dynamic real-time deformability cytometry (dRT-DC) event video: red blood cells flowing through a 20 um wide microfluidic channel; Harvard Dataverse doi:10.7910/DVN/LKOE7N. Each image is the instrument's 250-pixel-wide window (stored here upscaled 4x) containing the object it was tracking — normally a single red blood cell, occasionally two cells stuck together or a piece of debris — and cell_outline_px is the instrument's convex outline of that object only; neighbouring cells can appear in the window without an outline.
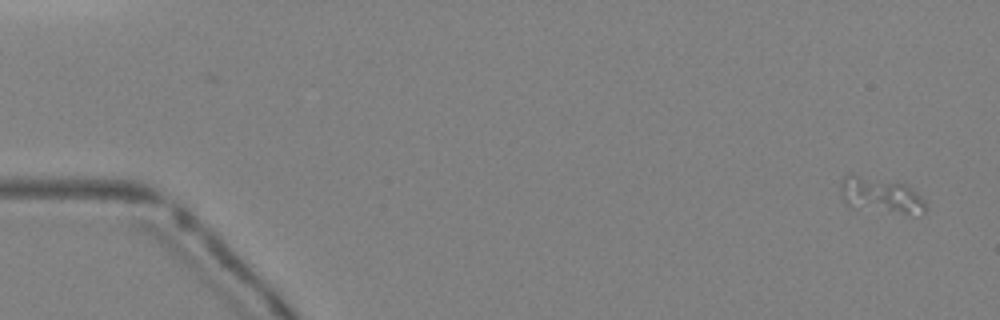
{"species": "Egyptian fruit bat (a non-hibernating species)", "species_latin": "Rousettus aegyptiacus", "temperature_condition": "warm", "stored_images_in_passage": 2, "camera_frame_rate_fps": 3000, "um_per_image_px": 0.085, "animal": {"sex": "female"}, "frame": {"image": 1, "passage_image": 2, "time_ms": 0.333, "image_size_px": [1000, 320], "cell_outline_px": [[928, 204], [924, 212], [904, 212], [856, 208], [848, 204], [844, 200], [840, 188], [840, 184], [844, 176], [856, 176], [908, 184]], "centroid_in_image_um": [74.88, 16.59], "position_along_channel_um": 10.1, "area_um2": 16.7}}